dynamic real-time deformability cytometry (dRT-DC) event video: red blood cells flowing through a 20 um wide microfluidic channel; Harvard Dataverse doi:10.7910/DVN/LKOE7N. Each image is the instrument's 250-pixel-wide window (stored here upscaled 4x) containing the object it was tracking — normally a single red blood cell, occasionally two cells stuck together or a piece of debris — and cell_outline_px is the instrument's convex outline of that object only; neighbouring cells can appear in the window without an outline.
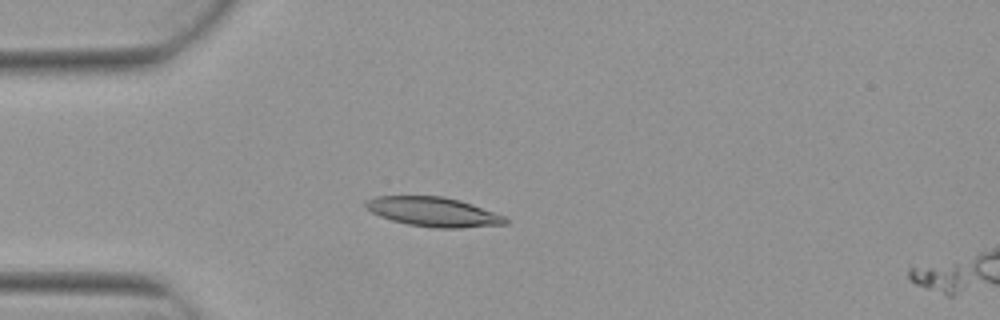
{"species": "Egyptian fruit bat (a non-hibernating species)", "species_latin": "Rousettus aegyptiacus", "temperature_condition": "warm", "stored_images_in_passage": 5, "camera_frame_rate_fps": 3000, "um_per_image_px": 0.085, "animal": {"sex": "female"}, "frame": {"image": 1, "passage_image": 4, "time_ms": 1.0, "image_size_px": [1000, 320], "cell_outline_px": [[508, 224], [460, 228], [436, 228], [408, 224], [392, 220], [380, 216], [364, 208], [364, 200], [376, 196], [440, 196], [460, 200], [472, 204], [504, 216], [508, 220]], "centroid_in_image_um": [36.8, 18.0], "position_along_channel_um": 48.2, "area_um2": 23.93}}